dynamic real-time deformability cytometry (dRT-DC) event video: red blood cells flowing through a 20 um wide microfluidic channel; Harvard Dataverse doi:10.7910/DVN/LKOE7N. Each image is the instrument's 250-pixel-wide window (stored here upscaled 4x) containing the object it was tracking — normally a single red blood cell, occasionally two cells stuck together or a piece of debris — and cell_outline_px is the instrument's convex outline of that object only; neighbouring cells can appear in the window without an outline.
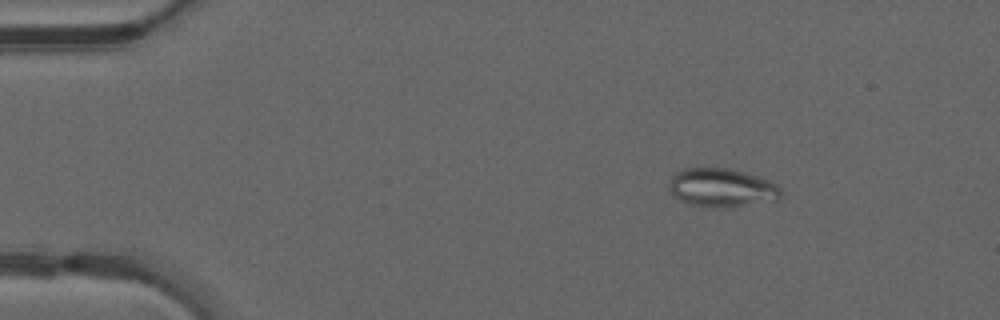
{"species": "common noctule bat (a hibernating species)", "species_latin": "Nyctalus noctula", "temperature_condition": "warm", "stored_images_in_passage": 46, "camera_frame_rate_fps": 3000, "um_per_image_px": 0.085, "animal": {"sex": "male", "forearm_length_mm": 52.5}, "frame": {"image": 1, "passage_image": 5, "time_ms": 1.333, "image_size_px": [1000, 320], "cell_outline_px": [[784, 192], [780, 200], [732, 208], [708, 208], [692, 204], [680, 200], [672, 196], [668, 192], [668, 188], [672, 176], [676, 172], [684, 168], [728, 168], [760, 176], [776, 184]], "centroid_in_image_um": [61.38, 15.98], "position_along_channel_um": 23.6, "area_um2": 25.89}}
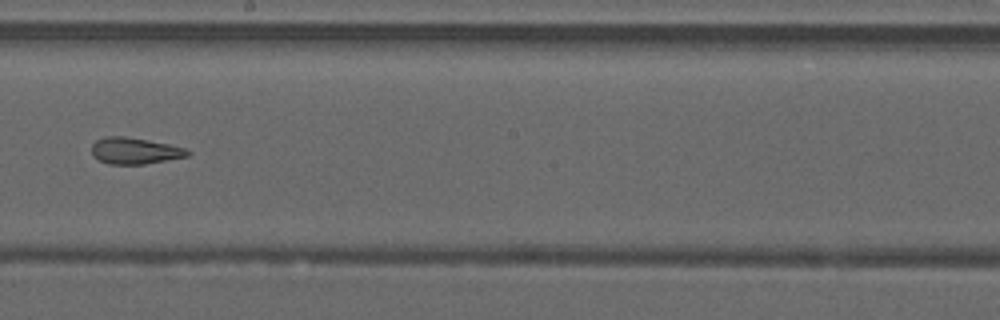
{"frame": {"image": 2, "passage_image": 26, "time_ms": 8.333, "image_size_px": [1000, 320], "cell_outline_px": [[192, 152], [188, 156], [144, 164], [108, 164], [92, 156], [92, 144], [96, 140], [108, 136], [124, 136], [168, 144], [184, 148]], "centroid_in_image_um": [11.44, 12.82], "position_along_channel_um": 236.8, "area_um2": 14.62}}
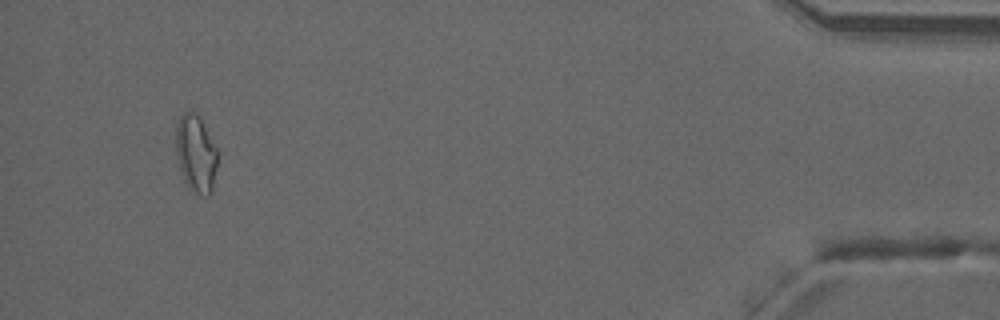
{"frame": {"image": 3, "passage_image": 44, "time_ms": 14.333, "image_size_px": [1000, 320], "cell_outline_px": [[216, 168], [212, 188], [208, 196], [204, 196], [188, 188], [184, 180], [176, 156], [176, 124], [180, 116], [188, 108], [196, 112], [200, 116], [216, 148]], "centroid_in_image_um": [16.62, 13.0], "position_along_channel_um": 418.6, "area_um2": 18.73}, "authors_computed_cell_mechanics": {"area_um2": 16.9065, "velocity_mm_per_s": 4.2244, "shape_relaxation_time_tau1_ms": null, "shape_relaxation_time_tau2_ms": 2.8469, "deformation_change_tau1": null, "deformation_change_tau2": 0.1136}}